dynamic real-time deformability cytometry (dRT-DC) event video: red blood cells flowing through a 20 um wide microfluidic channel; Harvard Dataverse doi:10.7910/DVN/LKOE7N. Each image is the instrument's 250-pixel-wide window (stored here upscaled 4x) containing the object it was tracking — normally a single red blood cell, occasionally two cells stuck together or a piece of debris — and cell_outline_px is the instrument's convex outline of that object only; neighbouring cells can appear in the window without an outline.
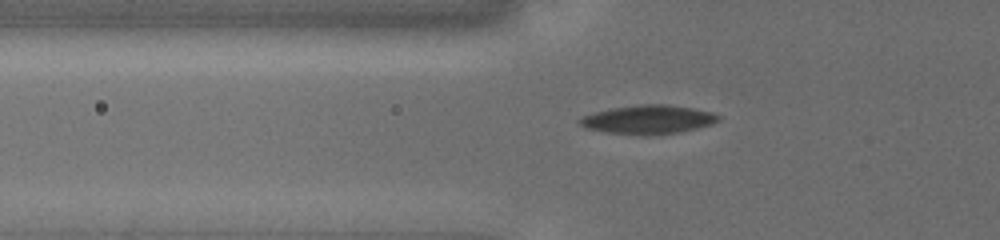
{"species": "common noctule bat (a hibernating species)", "species_latin": "Nyctalus noctula", "temperature_condition": "cold", "stored_images_in_passage": 46, "camera_frame_rate_fps": 3000, "um_per_image_px": 0.085, "animal": {"sex": "female", "body_mass_g": 19.5, "forearm_length_mm": 54.1}, "frame": {"image": 1, "passage_image": 14, "time_ms": 2.333, "image_size_px": [1000, 240], "cell_outline_px": [[720, 120], [696, 128], [680, 132], [644, 136], [608, 132], [588, 128], [580, 124], [580, 120], [584, 116], [596, 112], [612, 108], [640, 104], [668, 104], [692, 108], [712, 112], [720, 116]], "centroid_in_image_um": [55.13, 10.16], "position_along_channel_um": 70.7, "area_um2": 22.95}}
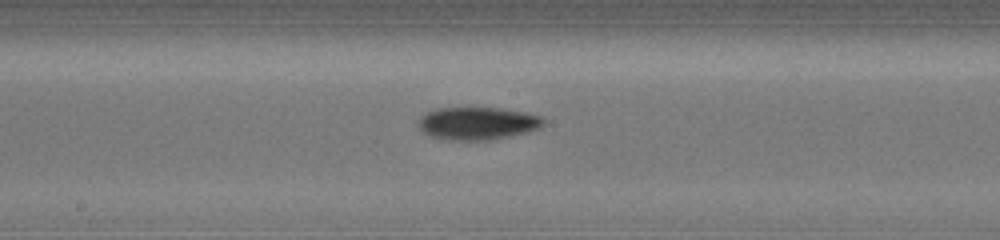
{"frame": {"image": 2, "passage_image": 27, "time_ms": 6.0, "image_size_px": [1000, 240], "cell_outline_px": [[544, 120], [536, 128], [524, 132], [492, 140], [448, 140], [432, 136], [424, 132], [416, 124], [428, 112], [436, 108], [500, 108], [524, 112], [540, 116]], "centroid_in_image_um": [40.54, 10.48], "position_along_channel_um": 207.7, "area_um2": 23.29}}
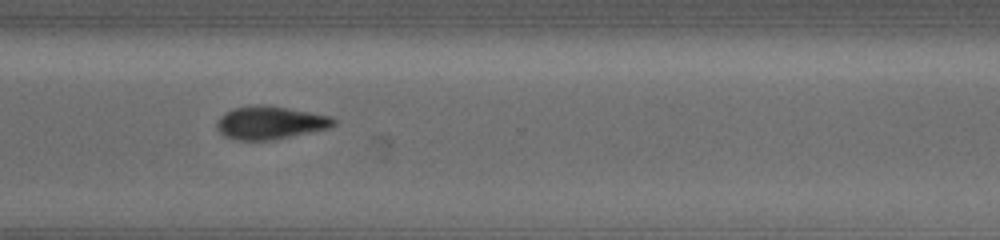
{"frame": {"image": 3, "passage_image": 45, "time_ms": 9.667, "image_size_px": [1000, 240], "cell_outline_px": [[336, 124], [328, 128], [272, 140], [236, 140], [224, 136], [220, 132], [216, 124], [224, 112], [232, 108], [260, 104], [264, 104], [288, 108], [328, 116], [336, 120]], "centroid_in_image_um": [22.92, 10.42], "position_along_channel_um": 347.7, "area_um2": 22.25}}